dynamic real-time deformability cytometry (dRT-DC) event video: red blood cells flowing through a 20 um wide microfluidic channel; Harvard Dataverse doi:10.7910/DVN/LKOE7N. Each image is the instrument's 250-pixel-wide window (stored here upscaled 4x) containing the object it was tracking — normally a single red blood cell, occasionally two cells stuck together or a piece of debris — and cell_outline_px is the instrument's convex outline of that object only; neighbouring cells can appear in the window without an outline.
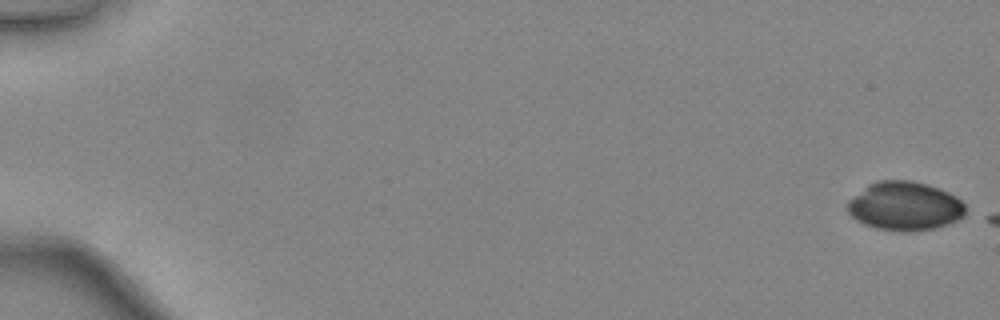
{"species": "common noctule bat (a hibernating species)", "species_latin": "Nyctalus noctula", "temperature_condition": "warm", "stored_images_in_passage": 3, "camera_frame_rate_fps": 3000, "um_per_image_px": 0.085, "animal": {"sex": "female", "body_mass_g": 24.6, "forearm_length_mm": 56.2}, "frame": {"image": 1, "passage_image": 1, "time_ms": 0.0, "image_size_px": [1000, 320], "cell_outline_px": [[964, 216], [948, 224], [936, 228], [904, 232], [876, 228], [864, 224], [856, 220], [848, 212], [848, 200], [868, 184], [876, 180], [912, 180], [928, 184], [940, 188], [956, 196], [964, 204]], "centroid_in_image_um": [76.9, 17.51], "position_along_channel_um": 8.1, "area_um2": 33.64}}